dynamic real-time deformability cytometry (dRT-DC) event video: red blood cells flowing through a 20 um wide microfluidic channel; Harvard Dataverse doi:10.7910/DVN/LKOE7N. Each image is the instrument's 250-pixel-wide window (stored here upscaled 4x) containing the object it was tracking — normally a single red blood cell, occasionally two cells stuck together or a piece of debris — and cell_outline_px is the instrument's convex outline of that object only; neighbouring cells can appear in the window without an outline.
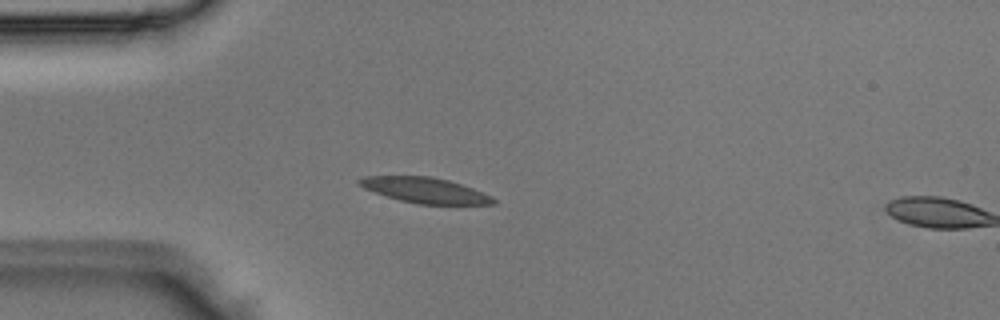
{"species": "Egyptian fruit bat (a non-hibernating species)", "species_latin": "Rousettus aegyptiacus", "temperature_condition": "room temperature", "stored_images_in_passage": 4, "camera_frame_rate_fps": 3000, "um_per_image_px": 0.085, "animal": {"sex": "male"}, "frame": {"image": 1, "passage_image": 3, "time_ms": 0.667, "image_size_px": [1000, 320], "cell_outline_px": [[496, 204], [416, 204], [400, 200], [364, 188], [356, 184], [356, 180], [364, 176], [432, 176], [448, 180], [472, 188], [492, 196], [496, 200]], "centroid_in_image_um": [36.11, 16.16], "position_along_channel_um": 48.9, "area_um2": 19.77}}